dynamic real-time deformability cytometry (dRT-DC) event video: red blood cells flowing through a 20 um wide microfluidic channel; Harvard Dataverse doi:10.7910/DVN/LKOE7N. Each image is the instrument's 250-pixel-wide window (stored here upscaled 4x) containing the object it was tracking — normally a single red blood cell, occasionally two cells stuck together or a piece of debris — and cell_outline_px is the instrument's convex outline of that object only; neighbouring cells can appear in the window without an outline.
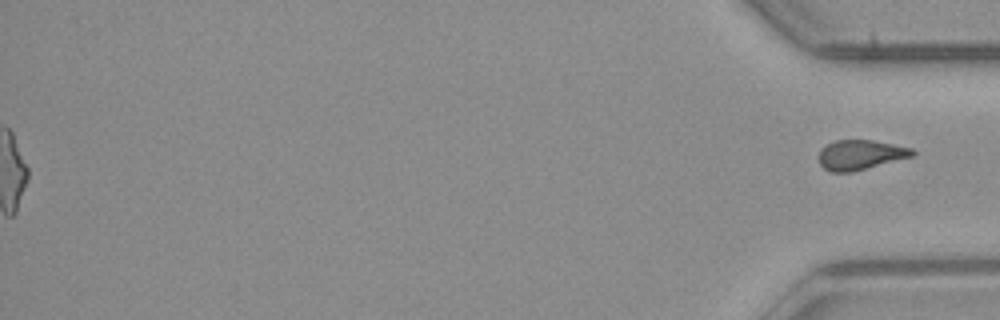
{"species": "common noctule bat (a hibernating species)", "species_latin": "Nyctalus noctula", "temperature_condition": "room temperature", "stored_images_in_passage": 52, "segment_of_instrument_passage": [2, 2], "camera_frame_rate_fps": 3000, "um_per_image_px": 0.085, "animal": {"sex": "male", "body_mass_g": 23.1, "forearm_length_mm": 52.7}, "frame": {"image": 1, "passage_image": 52, "time_ms": 17.0, "image_size_px": [1000, 320], "cell_outline_px": [[916, 152], [912, 156], [852, 172], [832, 172], [824, 168], [820, 164], [820, 148], [836, 140], [872, 140], [912, 148]], "centroid_in_image_um": [73.12, 13.15], "position_along_channel_um": 362.1, "area_um2": 16.01}}